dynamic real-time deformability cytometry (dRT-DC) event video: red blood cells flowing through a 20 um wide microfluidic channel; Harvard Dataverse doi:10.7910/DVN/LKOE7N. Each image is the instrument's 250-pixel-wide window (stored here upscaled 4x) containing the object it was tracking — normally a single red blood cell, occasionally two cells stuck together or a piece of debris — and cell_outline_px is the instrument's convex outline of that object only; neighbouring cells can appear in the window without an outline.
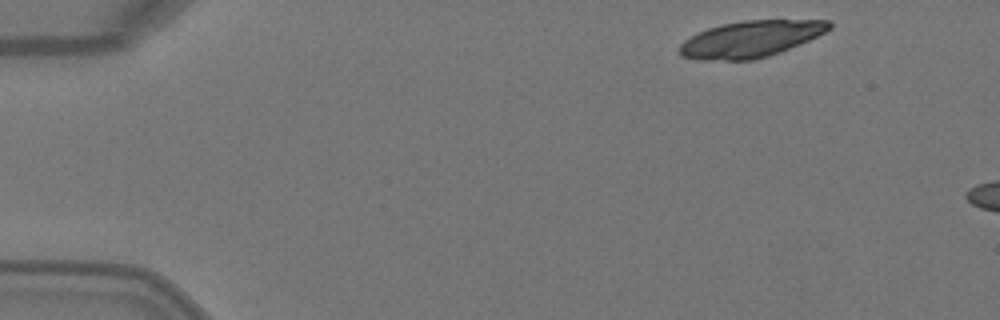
{"species": "Egyptian fruit bat (a non-hibernating species)", "species_latin": "Rousettus aegyptiacus", "temperature_condition": "warm", "stored_images_in_passage": 2, "camera_frame_rate_fps": 3000, "um_per_image_px": 0.085, "animal": {"sex": "female"}, "frame": {"image": 1, "passage_image": 1, "time_ms": 0.0, "image_size_px": [1000, 320], "cell_outline_px": [[832, 28], [808, 40], [780, 52], [768, 56], [752, 60], [696, 60], [680, 56], [680, 44], [684, 40], [708, 28], [720, 24], [744, 20], [828, 20], [832, 24]], "centroid_in_image_um": [63.79, 3.32], "position_along_channel_um": 21.2, "area_um2": 31.62}}